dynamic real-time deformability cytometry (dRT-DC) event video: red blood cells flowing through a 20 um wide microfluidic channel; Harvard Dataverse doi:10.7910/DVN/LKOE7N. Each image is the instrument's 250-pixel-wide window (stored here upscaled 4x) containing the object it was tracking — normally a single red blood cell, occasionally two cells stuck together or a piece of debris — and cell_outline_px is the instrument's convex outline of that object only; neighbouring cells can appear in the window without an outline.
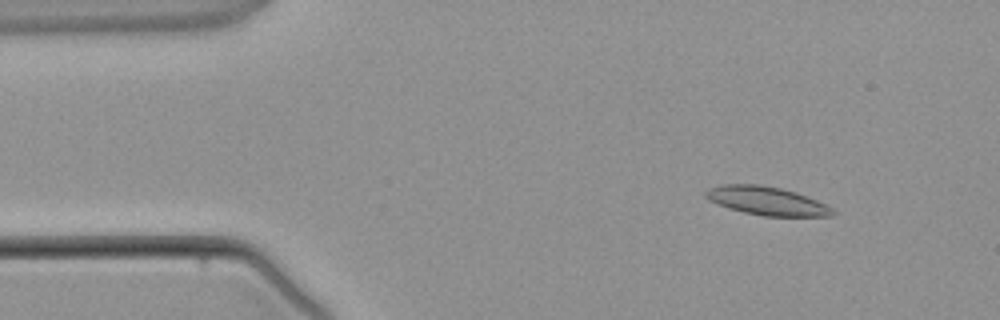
{"species": "common noctule bat (a hibernating species)", "species_latin": "Nyctalus noctula", "temperature_condition": "warm", "stored_images_in_passage": 3, "camera_frame_rate_fps": 3000, "um_per_image_px": 0.085, "animal": {"sex": "male", "body_mass_g": 21.5, "forearm_length_mm": 52.0}, "frame": {"image": 1, "passage_image": 1, "time_ms": 0.0, "image_size_px": [1000, 320], "cell_outline_px": [[836, 212], [832, 216], [764, 216], [744, 212], [728, 208], [708, 200], [704, 196], [704, 192], [708, 188], [720, 184], [760, 184], [780, 188], [796, 192], [816, 200], [832, 208]], "centroid_in_image_um": [65.13, 17.06], "position_along_channel_um": 19.9, "area_um2": 21.1}}
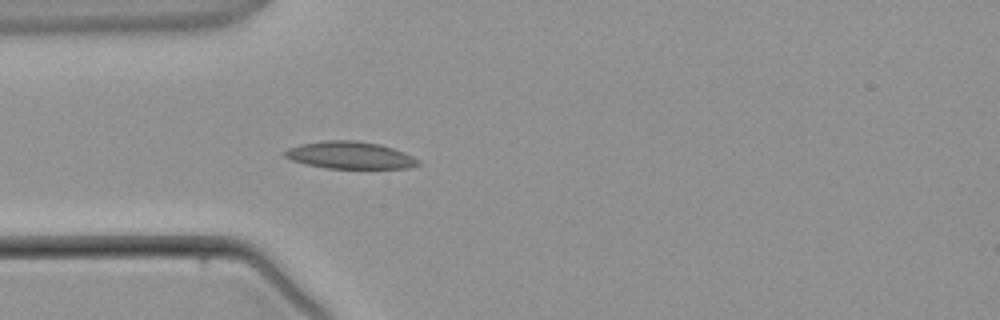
{"frame": {"image": 2, "passage_image": 3, "time_ms": 2.333, "image_size_px": [1000, 320], "cell_outline_px": [[420, 164], [408, 168], [328, 168], [304, 164], [292, 160], [284, 156], [280, 152], [288, 148], [300, 144], [324, 140], [356, 140], [380, 144], [404, 152], [420, 160]], "centroid_in_image_um": [29.71, 13.18], "position_along_channel_um": 55.3, "area_um2": 21.27}}